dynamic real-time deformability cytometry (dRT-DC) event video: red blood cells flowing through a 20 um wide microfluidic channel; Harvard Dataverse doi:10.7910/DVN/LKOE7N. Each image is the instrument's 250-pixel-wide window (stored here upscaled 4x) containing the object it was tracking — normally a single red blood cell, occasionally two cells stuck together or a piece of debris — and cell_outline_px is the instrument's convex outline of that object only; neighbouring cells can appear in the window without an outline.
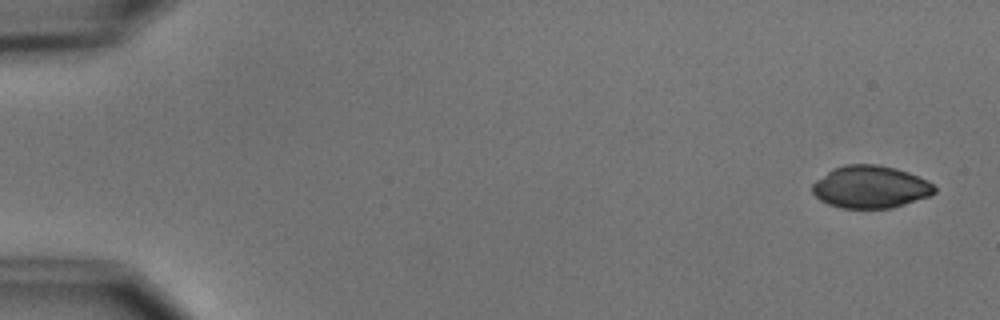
{"species": "common noctule bat (a hibernating species)", "species_latin": "Nyctalus noctula", "temperature_condition": "cold", "stored_images_in_passage": 5, "camera_frame_rate_fps": 3000, "um_per_image_px": 0.085, "animal": {"sex": "male", "body_mass_g": 15.6}, "frame": {"image": 1, "passage_image": 1, "time_ms": 0.0, "image_size_px": [1000, 320], "cell_outline_px": [[936, 192], [928, 196], [892, 208], [840, 208], [828, 204], [820, 200], [812, 192], [812, 184], [816, 180], [832, 168], [844, 164], [876, 164], [896, 168], [908, 172], [928, 180], [936, 188]], "centroid_in_image_um": [73.97, 15.88], "position_along_channel_um": 11.0, "area_um2": 30.29}}
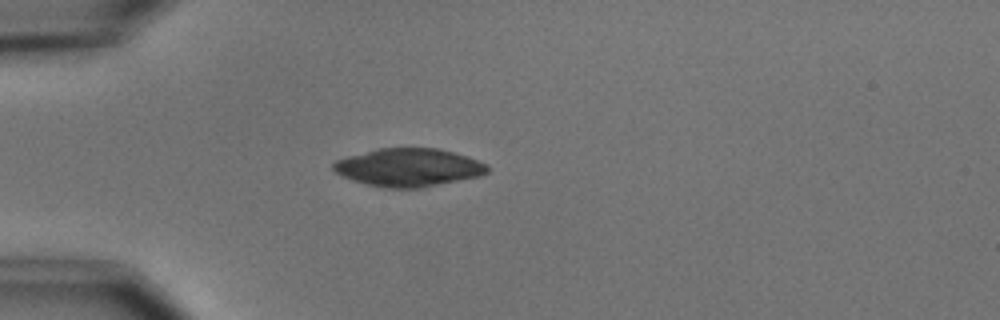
{"frame": {"image": 2, "passage_image": 5, "time_ms": 4.333, "image_size_px": [1000, 320], "cell_outline_px": [[488, 172], [480, 176], [420, 188], [384, 188], [352, 180], [336, 172], [332, 168], [332, 164], [336, 160], [348, 156], [380, 148], [436, 148], [468, 156], [484, 164], [488, 168]], "centroid_in_image_um": [34.72, 14.24], "position_along_channel_um": 50.3, "area_um2": 33.81}}